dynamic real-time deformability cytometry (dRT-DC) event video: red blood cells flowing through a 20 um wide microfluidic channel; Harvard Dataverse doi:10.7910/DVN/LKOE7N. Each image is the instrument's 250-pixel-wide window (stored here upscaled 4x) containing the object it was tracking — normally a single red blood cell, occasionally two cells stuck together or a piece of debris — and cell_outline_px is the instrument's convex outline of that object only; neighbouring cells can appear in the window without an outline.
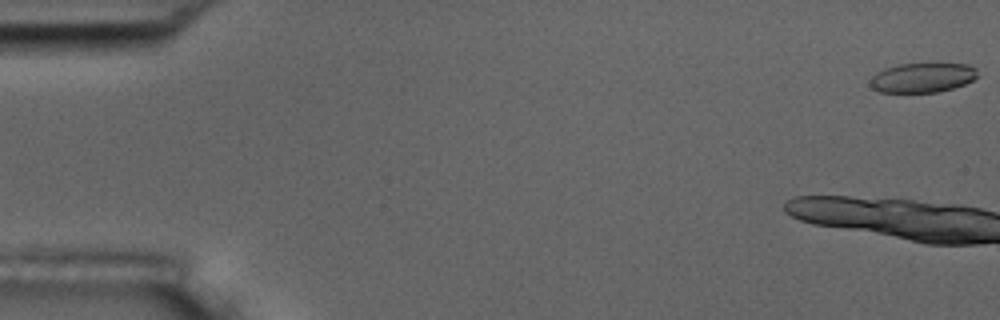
{"species": "common noctule bat (a hibernating species)", "species_latin": "Nyctalus noctula", "temperature_condition": "room temperature", "stored_images_in_passage": 6, "camera_frame_rate_fps": 3000, "um_per_image_px": 0.085, "animal": {"sex": "male", "body_mass_g": 17.5, "forearm_length_mm": 52.3}, "frame": {"image": 1, "passage_image": 1, "time_ms": 0.0, "image_size_px": [1000, 320], "cell_outline_px": [[980, 76], [964, 84], [952, 88], [936, 92], [880, 92], [872, 88], [868, 84], [872, 76], [876, 72], [884, 68], [900, 64], [968, 64], [976, 68]], "centroid_in_image_um": [78.4, 6.6], "position_along_channel_um": 6.6, "area_um2": 18.55}}